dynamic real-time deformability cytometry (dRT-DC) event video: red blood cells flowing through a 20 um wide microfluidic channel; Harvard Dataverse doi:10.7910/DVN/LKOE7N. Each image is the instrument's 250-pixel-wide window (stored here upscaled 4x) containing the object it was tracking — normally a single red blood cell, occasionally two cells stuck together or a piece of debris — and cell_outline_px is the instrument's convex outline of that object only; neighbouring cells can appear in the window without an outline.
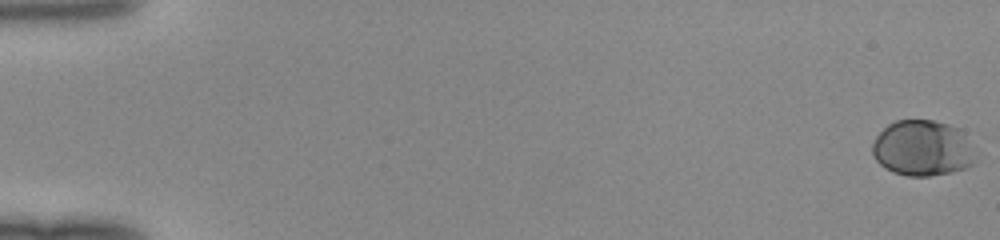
{"species": "human", "species_latin": "Homo sapiens", "temperature_condition": "room temperature", "stored_images_in_passage": 51, "camera_frame_rate_fps": 3000, "um_per_image_px": 0.085, "donor": {"sex": "female"}, "frame": {"image": 1, "passage_image": 1, "time_ms": 0.0, "image_size_px": [1000, 240], "cell_outline_px": [[976, 160], [972, 164], [964, 168], [952, 172], [928, 176], [908, 176], [892, 172], [884, 168], [876, 160], [872, 152], [872, 144], [876, 136], [888, 124], [896, 120], [932, 120], [948, 124], [960, 128], [976, 156]], "centroid_in_image_um": [78.39, 12.6], "position_along_channel_um": 6.6, "area_um2": 33.52}}
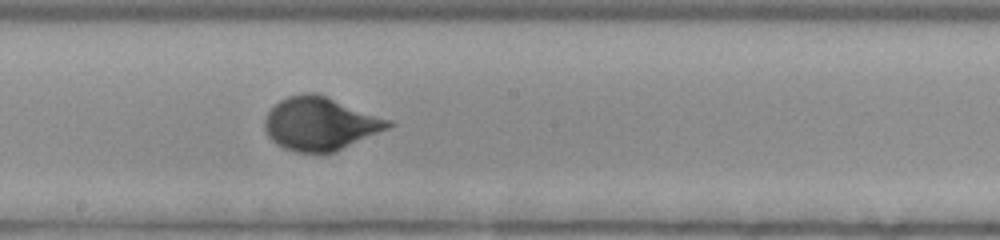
{"frame": {"image": 2, "passage_image": 30, "time_ms": 9.667, "image_size_px": [1000, 240], "cell_outline_px": [[396, 124], [388, 128], [336, 152], [296, 152], [284, 148], [276, 144], [268, 136], [264, 128], [264, 120], [268, 112], [280, 100], [288, 96], [300, 92], [316, 92], [392, 120]], "centroid_in_image_um": [27.22, 10.5], "position_along_channel_um": 221.0, "area_um2": 38.44}}
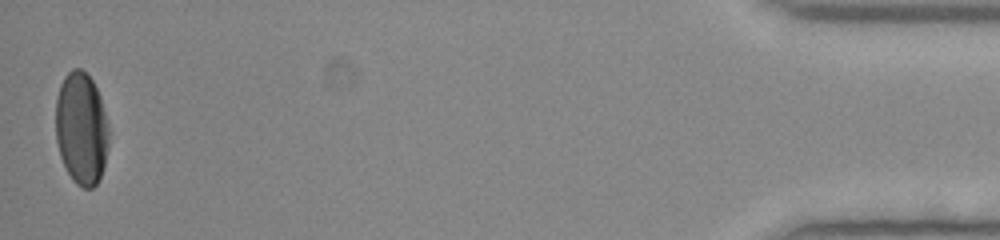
{"frame": {"image": 3, "passage_image": 51, "time_ms": 16.667, "image_size_px": [1000, 240], "cell_outline_px": [[108, 148], [104, 164], [100, 176], [96, 184], [92, 188], [84, 188], [76, 184], [72, 180], [60, 156], [56, 140], [56, 100], [60, 84], [64, 76], [72, 68], [80, 68], [92, 80], [100, 96], [108, 128]], "centroid_in_image_um": [6.9, 10.92], "position_along_channel_um": 428.3, "area_um2": 34.68}}